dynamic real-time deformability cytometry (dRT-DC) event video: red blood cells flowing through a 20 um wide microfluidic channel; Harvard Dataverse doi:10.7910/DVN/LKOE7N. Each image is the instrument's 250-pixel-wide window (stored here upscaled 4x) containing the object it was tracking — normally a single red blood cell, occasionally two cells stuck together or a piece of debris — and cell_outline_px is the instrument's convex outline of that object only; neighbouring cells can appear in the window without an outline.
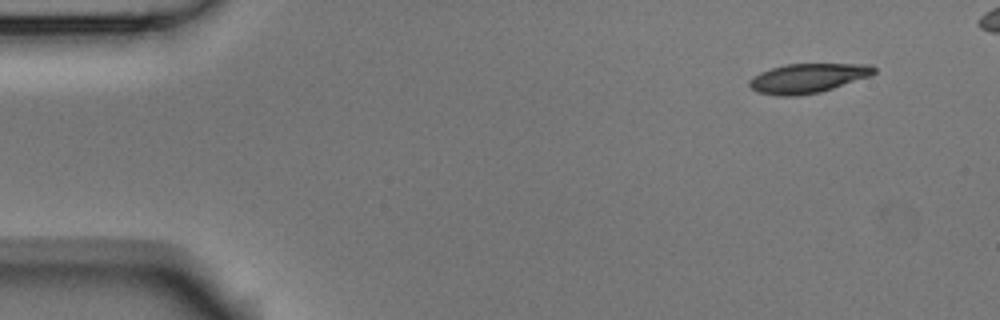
{"species": "Egyptian fruit bat (a non-hibernating species)", "species_latin": "Rousettus aegyptiacus", "temperature_condition": "room temperature", "stored_images_in_passage": 46, "camera_frame_rate_fps": 3000, "um_per_image_px": 0.085, "animal": {"sex": "male"}, "frame": {"image": 1, "passage_image": 1, "time_ms": 0.0, "image_size_px": [1000, 320], "cell_outline_px": [[876, 72], [872, 76], [820, 92], [800, 96], [776, 96], [756, 92], [748, 84], [748, 80], [752, 76], [760, 72], [772, 68], [788, 64], [872, 64], [876, 68]], "centroid_in_image_um": [68.66, 6.65], "position_along_channel_um": 16.3, "area_um2": 21.62}}
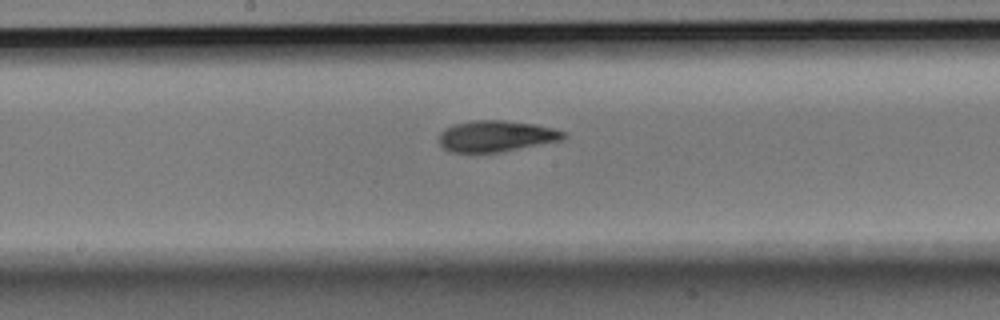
{"frame": {"image": 2, "passage_image": 24, "time_ms": 7.667, "image_size_px": [1000, 320], "cell_outline_px": [[568, 136], [560, 140], [500, 152], [448, 152], [440, 144], [440, 132], [444, 128], [452, 124], [472, 120], [504, 120], [536, 124], [552, 128], [564, 132]], "centroid_in_image_um": [42.13, 11.56], "position_along_channel_um": 206.1, "area_um2": 22.6}}
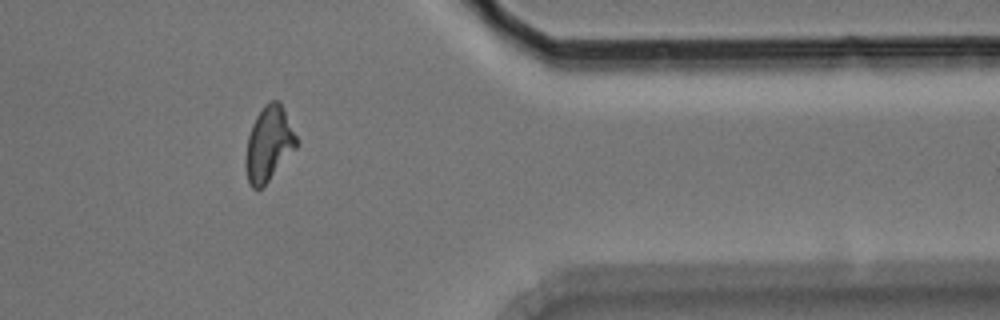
{"frame": {"image": 3, "passage_image": 40, "time_ms": 13.0, "image_size_px": [1000, 320], "cell_outline_px": [[296, 148], [268, 180], [260, 188], [252, 188], [248, 184], [244, 164], [244, 156], [248, 136], [252, 124], [256, 116], [264, 104], [272, 100], [280, 100], [296, 136]], "centroid_in_image_um": [22.8, 12.21], "position_along_channel_um": 388.6, "area_um2": 21.96}}